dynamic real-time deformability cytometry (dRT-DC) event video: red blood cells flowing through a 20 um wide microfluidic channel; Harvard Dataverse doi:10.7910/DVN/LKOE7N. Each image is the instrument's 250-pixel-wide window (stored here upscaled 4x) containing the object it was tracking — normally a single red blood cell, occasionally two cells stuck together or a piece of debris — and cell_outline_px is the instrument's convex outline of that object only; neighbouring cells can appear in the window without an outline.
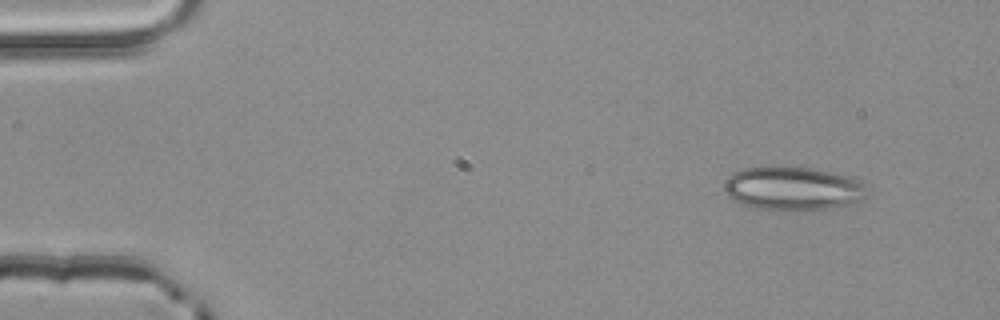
{"species": "common noctule bat (a hibernating species)", "species_latin": "Nyctalus noctula", "temperature_condition": "room temperature", "stored_images_in_passage": 2, "camera_frame_rate_fps": 3000, "um_per_image_px": 0.085, "animal": {"sex": "male", "body_mass_g": 20.4}, "frame": {"image": 1, "passage_image": 1, "time_ms": 0.0, "image_size_px": [1000, 320], "cell_outline_px": [[868, 196], [864, 200], [832, 208], [808, 212], [792, 212], [756, 208], [744, 204], [728, 196], [724, 188], [724, 184], [728, 176], [740, 168], [812, 168], [832, 172], [848, 176], [864, 184]], "centroid_in_image_um": [67.43, 16.07], "position_along_channel_um": 17.6, "area_um2": 36.47}}